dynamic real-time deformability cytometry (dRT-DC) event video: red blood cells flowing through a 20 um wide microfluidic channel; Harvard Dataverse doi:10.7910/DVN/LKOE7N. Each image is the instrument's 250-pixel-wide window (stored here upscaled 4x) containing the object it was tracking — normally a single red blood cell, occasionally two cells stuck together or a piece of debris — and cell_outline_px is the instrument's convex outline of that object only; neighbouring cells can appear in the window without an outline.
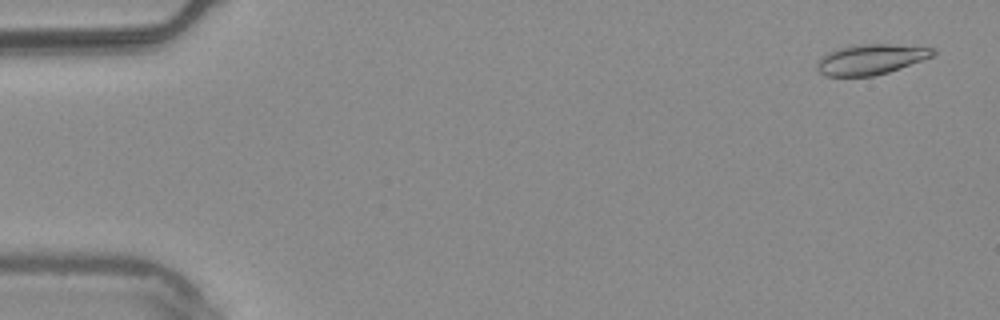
{"species": "common noctule bat (a hibernating species)", "species_latin": "Nyctalus noctula", "temperature_condition": "warm", "stored_images_in_passage": 50, "camera_frame_rate_fps": 3000, "um_per_image_px": 0.085, "animal": {"sex": "male", "body_mass_g": 20.4}, "frame": {"image": 1, "passage_image": 3, "time_ms": 0.667, "image_size_px": [1000, 320], "cell_outline_px": [[936, 52], [932, 56], [900, 68], [888, 72], [872, 76], [824, 76], [816, 68], [816, 60], [820, 56], [836, 48], [860, 44], [888, 44], [936, 48]], "centroid_in_image_um": [73.95, 5.04], "position_along_channel_um": 11.0, "area_um2": 20.52}}
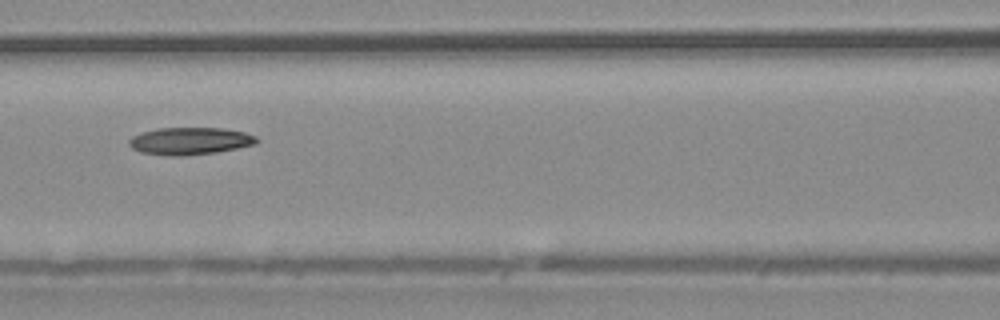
{"frame": {"image": 2, "passage_image": 25, "time_ms": 8.0, "image_size_px": [1000, 320], "cell_outline_px": [[260, 140], [256, 144], [216, 152], [184, 156], [172, 156], [140, 152], [132, 148], [128, 144], [128, 140], [132, 136], [156, 128], [220, 128], [244, 132], [256, 136]], "centroid_in_image_um": [16.14, 11.99], "position_along_channel_um": 150.5, "area_um2": 20.29}}
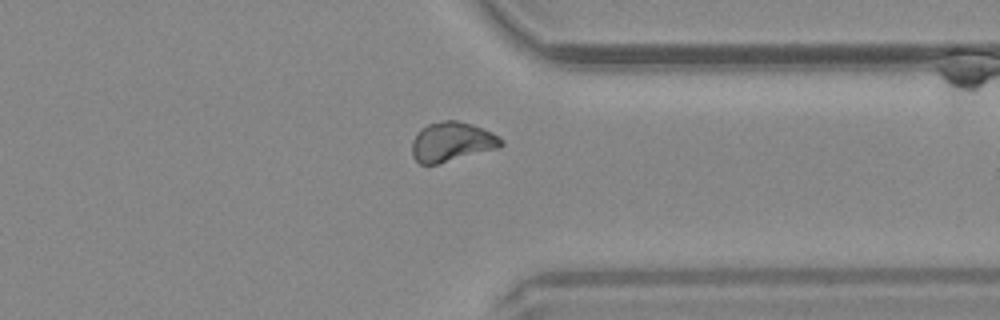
{"frame": {"image": 3, "passage_image": 43, "time_ms": 14.0, "image_size_px": [1000, 320], "cell_outline_px": [[504, 144], [500, 148], [436, 164], [420, 164], [412, 156], [412, 140], [416, 132], [420, 128], [428, 124], [444, 120], [456, 120], [472, 124], [492, 132], [504, 140]], "centroid_in_image_um": [38.41, 12.05], "position_along_channel_um": 373.0, "area_um2": 20.69}}